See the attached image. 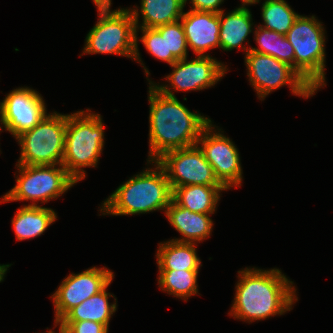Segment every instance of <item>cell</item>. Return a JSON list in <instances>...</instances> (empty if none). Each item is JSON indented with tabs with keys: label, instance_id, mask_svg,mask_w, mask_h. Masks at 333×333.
<instances>
[{
	"label": "cell",
	"instance_id": "6da1fadb",
	"mask_svg": "<svg viewBox=\"0 0 333 333\" xmlns=\"http://www.w3.org/2000/svg\"><path fill=\"white\" fill-rule=\"evenodd\" d=\"M149 85L150 151L147 161H156L165 152L196 145L212 121L188 110L168 85H154L150 80Z\"/></svg>",
	"mask_w": 333,
	"mask_h": 333
},
{
	"label": "cell",
	"instance_id": "7a4b0ae2",
	"mask_svg": "<svg viewBox=\"0 0 333 333\" xmlns=\"http://www.w3.org/2000/svg\"><path fill=\"white\" fill-rule=\"evenodd\" d=\"M238 273L240 280L229 313L234 318L252 322L282 315L290 311L294 301L298 300L293 282L279 269L262 270L253 267Z\"/></svg>",
	"mask_w": 333,
	"mask_h": 333
},
{
	"label": "cell",
	"instance_id": "3957f363",
	"mask_svg": "<svg viewBox=\"0 0 333 333\" xmlns=\"http://www.w3.org/2000/svg\"><path fill=\"white\" fill-rule=\"evenodd\" d=\"M156 168L131 177L120 185L104 201L100 211L110 215H134L155 210L166 211L172 201L173 191L163 167L157 161Z\"/></svg>",
	"mask_w": 333,
	"mask_h": 333
},
{
	"label": "cell",
	"instance_id": "277c9868",
	"mask_svg": "<svg viewBox=\"0 0 333 333\" xmlns=\"http://www.w3.org/2000/svg\"><path fill=\"white\" fill-rule=\"evenodd\" d=\"M87 111L67 115L62 166L76 182L86 176L82 168L96 167L104 146L102 118Z\"/></svg>",
	"mask_w": 333,
	"mask_h": 333
},
{
	"label": "cell",
	"instance_id": "5b68a950",
	"mask_svg": "<svg viewBox=\"0 0 333 333\" xmlns=\"http://www.w3.org/2000/svg\"><path fill=\"white\" fill-rule=\"evenodd\" d=\"M286 37L294 48V69L317 91L325 82V33L315 16L299 15Z\"/></svg>",
	"mask_w": 333,
	"mask_h": 333
},
{
	"label": "cell",
	"instance_id": "8992f818",
	"mask_svg": "<svg viewBox=\"0 0 333 333\" xmlns=\"http://www.w3.org/2000/svg\"><path fill=\"white\" fill-rule=\"evenodd\" d=\"M99 20L86 36L83 53L117 54L134 58L136 26L129 9L98 7Z\"/></svg>",
	"mask_w": 333,
	"mask_h": 333
},
{
	"label": "cell",
	"instance_id": "52a82bcc",
	"mask_svg": "<svg viewBox=\"0 0 333 333\" xmlns=\"http://www.w3.org/2000/svg\"><path fill=\"white\" fill-rule=\"evenodd\" d=\"M67 115H46L31 130L16 137L21 145L18 164L62 165L65 148Z\"/></svg>",
	"mask_w": 333,
	"mask_h": 333
},
{
	"label": "cell",
	"instance_id": "ba28073f",
	"mask_svg": "<svg viewBox=\"0 0 333 333\" xmlns=\"http://www.w3.org/2000/svg\"><path fill=\"white\" fill-rule=\"evenodd\" d=\"M19 177L16 185L7 192L2 202L31 200L29 206H36V201L47 202L56 199L77 182L59 165H21L16 164Z\"/></svg>",
	"mask_w": 333,
	"mask_h": 333
},
{
	"label": "cell",
	"instance_id": "9c48e42d",
	"mask_svg": "<svg viewBox=\"0 0 333 333\" xmlns=\"http://www.w3.org/2000/svg\"><path fill=\"white\" fill-rule=\"evenodd\" d=\"M245 63L249 81L260 99H264L271 91L287 83L294 95L308 98L315 93L293 67L273 56L249 51L246 53Z\"/></svg>",
	"mask_w": 333,
	"mask_h": 333
},
{
	"label": "cell",
	"instance_id": "30bf717a",
	"mask_svg": "<svg viewBox=\"0 0 333 333\" xmlns=\"http://www.w3.org/2000/svg\"><path fill=\"white\" fill-rule=\"evenodd\" d=\"M198 146L171 150L156 160L165 170L172 191L187 185L223 186Z\"/></svg>",
	"mask_w": 333,
	"mask_h": 333
},
{
	"label": "cell",
	"instance_id": "8fae6325",
	"mask_svg": "<svg viewBox=\"0 0 333 333\" xmlns=\"http://www.w3.org/2000/svg\"><path fill=\"white\" fill-rule=\"evenodd\" d=\"M212 122L203 130L197 140L205 159L213 167L218 181L226 188L241 186L242 168L236 146L230 138L220 132H213Z\"/></svg>",
	"mask_w": 333,
	"mask_h": 333
},
{
	"label": "cell",
	"instance_id": "7c38bea8",
	"mask_svg": "<svg viewBox=\"0 0 333 333\" xmlns=\"http://www.w3.org/2000/svg\"><path fill=\"white\" fill-rule=\"evenodd\" d=\"M104 268H89L70 274L51 296L55 306V326L74 307L102 291L113 279V272Z\"/></svg>",
	"mask_w": 333,
	"mask_h": 333
},
{
	"label": "cell",
	"instance_id": "4fadbf2b",
	"mask_svg": "<svg viewBox=\"0 0 333 333\" xmlns=\"http://www.w3.org/2000/svg\"><path fill=\"white\" fill-rule=\"evenodd\" d=\"M46 109L37 91L16 88L0 102L1 123L16 138L36 126L47 115Z\"/></svg>",
	"mask_w": 333,
	"mask_h": 333
},
{
	"label": "cell",
	"instance_id": "5bb4252c",
	"mask_svg": "<svg viewBox=\"0 0 333 333\" xmlns=\"http://www.w3.org/2000/svg\"><path fill=\"white\" fill-rule=\"evenodd\" d=\"M173 72L166 77L174 91L202 90L213 86L224 76L226 67L210 57L198 56L191 61L177 60Z\"/></svg>",
	"mask_w": 333,
	"mask_h": 333
},
{
	"label": "cell",
	"instance_id": "9a60e30c",
	"mask_svg": "<svg viewBox=\"0 0 333 333\" xmlns=\"http://www.w3.org/2000/svg\"><path fill=\"white\" fill-rule=\"evenodd\" d=\"M181 24L184 29L187 45L198 56H206L205 52L216 47L220 48L219 14L189 10L183 12Z\"/></svg>",
	"mask_w": 333,
	"mask_h": 333
},
{
	"label": "cell",
	"instance_id": "2e32d148",
	"mask_svg": "<svg viewBox=\"0 0 333 333\" xmlns=\"http://www.w3.org/2000/svg\"><path fill=\"white\" fill-rule=\"evenodd\" d=\"M166 216L170 224L182 234V239H172L176 242L195 243L210 236L213 222L209 214L191 212L179 207L173 200L167 207Z\"/></svg>",
	"mask_w": 333,
	"mask_h": 333
},
{
	"label": "cell",
	"instance_id": "e0dca14e",
	"mask_svg": "<svg viewBox=\"0 0 333 333\" xmlns=\"http://www.w3.org/2000/svg\"><path fill=\"white\" fill-rule=\"evenodd\" d=\"M185 0H141L142 25H138V10L129 9L135 20L136 26V49L134 60L141 62L138 52L137 30L140 28H157L162 25L179 21L183 15ZM139 26V27H138Z\"/></svg>",
	"mask_w": 333,
	"mask_h": 333
},
{
	"label": "cell",
	"instance_id": "ac0fdd59",
	"mask_svg": "<svg viewBox=\"0 0 333 333\" xmlns=\"http://www.w3.org/2000/svg\"><path fill=\"white\" fill-rule=\"evenodd\" d=\"M219 20L220 48L224 51H230L243 47L248 53L250 48H245L242 43L245 42L248 35L252 32L253 23L250 10L246 7H238L226 16L224 15V10H222L219 13Z\"/></svg>",
	"mask_w": 333,
	"mask_h": 333
},
{
	"label": "cell",
	"instance_id": "d6986e66",
	"mask_svg": "<svg viewBox=\"0 0 333 333\" xmlns=\"http://www.w3.org/2000/svg\"><path fill=\"white\" fill-rule=\"evenodd\" d=\"M224 186L187 185L173 190L172 200L191 212L213 214Z\"/></svg>",
	"mask_w": 333,
	"mask_h": 333
},
{
	"label": "cell",
	"instance_id": "ffe728a7",
	"mask_svg": "<svg viewBox=\"0 0 333 333\" xmlns=\"http://www.w3.org/2000/svg\"><path fill=\"white\" fill-rule=\"evenodd\" d=\"M195 244L173 240L160 243L156 254L159 270L199 271L202 265Z\"/></svg>",
	"mask_w": 333,
	"mask_h": 333
},
{
	"label": "cell",
	"instance_id": "44dd1931",
	"mask_svg": "<svg viewBox=\"0 0 333 333\" xmlns=\"http://www.w3.org/2000/svg\"><path fill=\"white\" fill-rule=\"evenodd\" d=\"M57 214L50 208L39 205H25L16 212L12 219L17 240L32 239L40 236L55 222Z\"/></svg>",
	"mask_w": 333,
	"mask_h": 333
},
{
	"label": "cell",
	"instance_id": "7402d4cb",
	"mask_svg": "<svg viewBox=\"0 0 333 333\" xmlns=\"http://www.w3.org/2000/svg\"><path fill=\"white\" fill-rule=\"evenodd\" d=\"M84 300L80 305L71 309L60 321H84L90 320L104 324L109 327V320L117 309L116 302L109 304L108 298L115 297L106 292L107 287ZM109 296V297H108Z\"/></svg>",
	"mask_w": 333,
	"mask_h": 333
},
{
	"label": "cell",
	"instance_id": "603a6c76",
	"mask_svg": "<svg viewBox=\"0 0 333 333\" xmlns=\"http://www.w3.org/2000/svg\"><path fill=\"white\" fill-rule=\"evenodd\" d=\"M259 48H250V51L270 55L294 68V48L286 35L258 26L255 38Z\"/></svg>",
	"mask_w": 333,
	"mask_h": 333
},
{
	"label": "cell",
	"instance_id": "cb8c5ba5",
	"mask_svg": "<svg viewBox=\"0 0 333 333\" xmlns=\"http://www.w3.org/2000/svg\"><path fill=\"white\" fill-rule=\"evenodd\" d=\"M197 276L198 271L159 270L158 283L161 290L186 301L198 292Z\"/></svg>",
	"mask_w": 333,
	"mask_h": 333
},
{
	"label": "cell",
	"instance_id": "d4e9b609",
	"mask_svg": "<svg viewBox=\"0 0 333 333\" xmlns=\"http://www.w3.org/2000/svg\"><path fill=\"white\" fill-rule=\"evenodd\" d=\"M299 16L285 0H266L262 4L265 29L286 35Z\"/></svg>",
	"mask_w": 333,
	"mask_h": 333
},
{
	"label": "cell",
	"instance_id": "484cf974",
	"mask_svg": "<svg viewBox=\"0 0 333 333\" xmlns=\"http://www.w3.org/2000/svg\"><path fill=\"white\" fill-rule=\"evenodd\" d=\"M165 34L166 62L173 65L177 60L187 58V41L181 21H176L155 28Z\"/></svg>",
	"mask_w": 333,
	"mask_h": 333
},
{
	"label": "cell",
	"instance_id": "4316f807",
	"mask_svg": "<svg viewBox=\"0 0 333 333\" xmlns=\"http://www.w3.org/2000/svg\"><path fill=\"white\" fill-rule=\"evenodd\" d=\"M143 36L141 41L147 51L155 58L166 61L165 34H160L155 28H140Z\"/></svg>",
	"mask_w": 333,
	"mask_h": 333
},
{
	"label": "cell",
	"instance_id": "83f0119b",
	"mask_svg": "<svg viewBox=\"0 0 333 333\" xmlns=\"http://www.w3.org/2000/svg\"><path fill=\"white\" fill-rule=\"evenodd\" d=\"M59 328L65 333H108L104 324L90 320L84 321H59Z\"/></svg>",
	"mask_w": 333,
	"mask_h": 333
},
{
	"label": "cell",
	"instance_id": "f1b7e54d",
	"mask_svg": "<svg viewBox=\"0 0 333 333\" xmlns=\"http://www.w3.org/2000/svg\"><path fill=\"white\" fill-rule=\"evenodd\" d=\"M224 0H191L193 4L191 10L204 11V12H214L219 14L222 10L218 7L222 4ZM187 0H185L186 4Z\"/></svg>",
	"mask_w": 333,
	"mask_h": 333
},
{
	"label": "cell",
	"instance_id": "f546056e",
	"mask_svg": "<svg viewBox=\"0 0 333 333\" xmlns=\"http://www.w3.org/2000/svg\"><path fill=\"white\" fill-rule=\"evenodd\" d=\"M94 4L98 7H110L111 0H93Z\"/></svg>",
	"mask_w": 333,
	"mask_h": 333
},
{
	"label": "cell",
	"instance_id": "4dcf8cb0",
	"mask_svg": "<svg viewBox=\"0 0 333 333\" xmlns=\"http://www.w3.org/2000/svg\"><path fill=\"white\" fill-rule=\"evenodd\" d=\"M10 266V264L0 265V282L3 281L4 274H6V271L8 270L7 268H9Z\"/></svg>",
	"mask_w": 333,
	"mask_h": 333
},
{
	"label": "cell",
	"instance_id": "1f68e13d",
	"mask_svg": "<svg viewBox=\"0 0 333 333\" xmlns=\"http://www.w3.org/2000/svg\"><path fill=\"white\" fill-rule=\"evenodd\" d=\"M242 1V8H245V5H249V4H255V3H259V0H241Z\"/></svg>",
	"mask_w": 333,
	"mask_h": 333
},
{
	"label": "cell",
	"instance_id": "d6a6232c",
	"mask_svg": "<svg viewBox=\"0 0 333 333\" xmlns=\"http://www.w3.org/2000/svg\"><path fill=\"white\" fill-rule=\"evenodd\" d=\"M46 333H55V332H54L53 330H49V331L46 332ZM59 333H65V332L59 328Z\"/></svg>",
	"mask_w": 333,
	"mask_h": 333
}]
</instances>
